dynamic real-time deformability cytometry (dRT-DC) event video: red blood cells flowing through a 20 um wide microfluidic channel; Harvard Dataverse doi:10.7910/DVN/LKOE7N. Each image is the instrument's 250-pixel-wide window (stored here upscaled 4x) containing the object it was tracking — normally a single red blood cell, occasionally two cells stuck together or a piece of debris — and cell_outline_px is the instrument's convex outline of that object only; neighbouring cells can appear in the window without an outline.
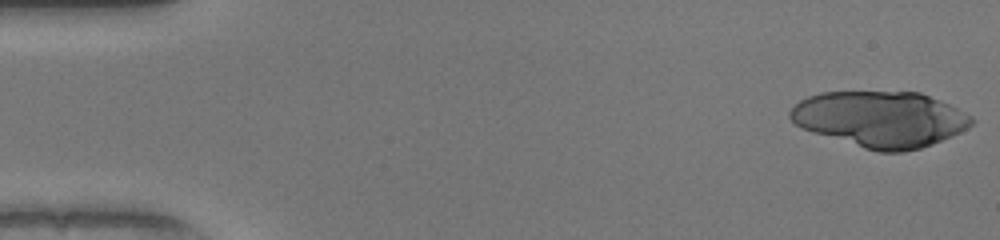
{"species": "human", "species_latin": "Homo sapiens", "temperature_condition": "warm", "stored_images_in_passage": 18, "camera_frame_rate_fps": 3000, "um_per_image_px": 0.085, "donor": {"sex": "female"}, "frame": {"image": 1, "passage_image": 1, "time_ms": 0.0, "image_size_px": [1000, 240], "cell_outline_px": [[976, 120], [968, 128], [952, 136], [932, 144], [920, 148], [904, 152], [876, 152], [812, 132], [800, 128], [788, 116], [788, 112], [800, 100], [808, 96], [820, 92], [920, 92], [940, 100], [972, 116]], "centroid_in_image_um": [74.83, 10.13], "position_along_channel_um": 10.2, "area_um2": 59.19}}